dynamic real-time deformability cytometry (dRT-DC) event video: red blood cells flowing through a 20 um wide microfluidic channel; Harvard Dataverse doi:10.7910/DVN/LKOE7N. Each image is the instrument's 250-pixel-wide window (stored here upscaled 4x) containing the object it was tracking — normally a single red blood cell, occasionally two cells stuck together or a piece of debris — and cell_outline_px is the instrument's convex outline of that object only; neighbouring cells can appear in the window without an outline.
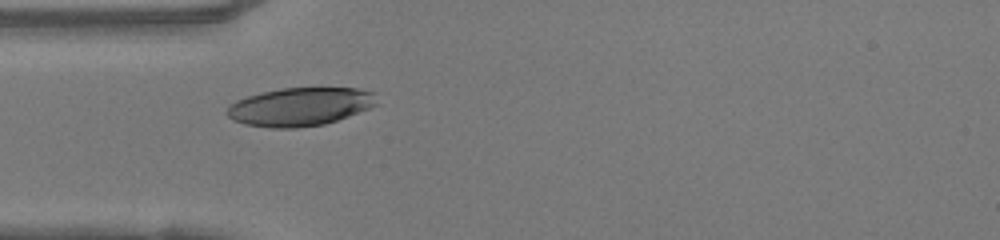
{"species": "human", "species_latin": "Homo sapiens", "temperature_condition": "warm", "stored_images_in_passage": 31, "camera_frame_rate_fps": 3000, "um_per_image_px": 0.085, "donor": {"sex": "female"}, "frame": {"image": 1, "passage_image": 1, "time_ms": 0.0, "image_size_px": [1000, 240], "cell_outline_px": [[376, 104], [368, 108], [348, 116], [324, 124], [296, 128], [272, 128], [244, 124], [232, 120], [224, 112], [236, 100], [248, 96], [280, 88], [356, 88], [376, 92]], "centroid_in_image_um": [25.49, 9.07], "position_along_channel_um": 59.5, "area_um2": 33.29}}
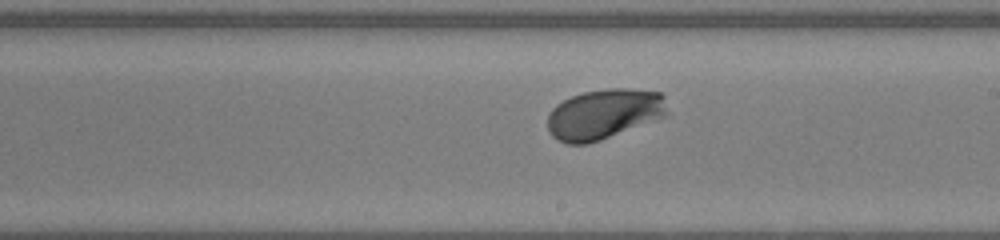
{"frame": {"image": 2, "passage_image": 14, "time_ms": 4.333, "image_size_px": [1000, 240], "cell_outline_px": [[664, 116], [600, 140], [588, 144], [568, 144], [552, 136], [548, 128], [548, 112], [556, 104], [572, 96], [584, 92], [608, 88], [628, 88], [660, 92], [664, 96]], "centroid_in_image_um": [51.27, 9.68], "position_along_channel_um": 237.7, "area_um2": 34.51}}
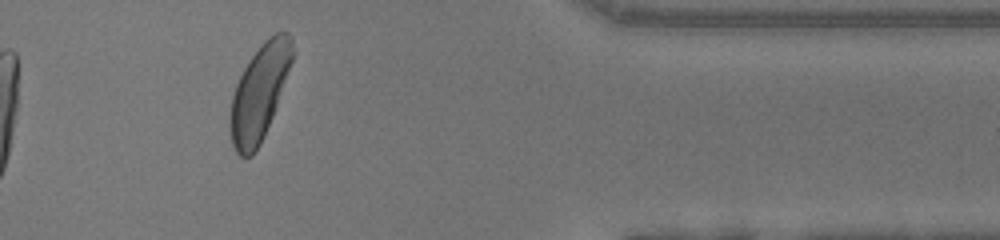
{"frame": {"image": 3, "passage_image": 27, "time_ms": 8.667, "image_size_px": [1000, 240], "cell_outline_px": [[292, 60], [272, 116], [260, 144], [252, 156], [240, 156], [236, 152], [232, 144], [228, 124], [232, 96], [236, 84], [244, 68], [252, 56], [264, 40], [268, 36], [276, 32], [288, 32], [292, 36]], "centroid_in_image_um": [22.02, 7.87], "position_along_channel_um": 389.4, "area_um2": 34.04}, "authors_computed_cell_mechanics": {"area_um2": 33.9286, "velocity_mm_per_s": 4.1413, "shape_relaxation_time_tau1_ms": 1.8907, "shape_relaxation_time_tau2_ms": null, "deformation_change_tau1": 0.1361, "deformation_change_tau2": null}}